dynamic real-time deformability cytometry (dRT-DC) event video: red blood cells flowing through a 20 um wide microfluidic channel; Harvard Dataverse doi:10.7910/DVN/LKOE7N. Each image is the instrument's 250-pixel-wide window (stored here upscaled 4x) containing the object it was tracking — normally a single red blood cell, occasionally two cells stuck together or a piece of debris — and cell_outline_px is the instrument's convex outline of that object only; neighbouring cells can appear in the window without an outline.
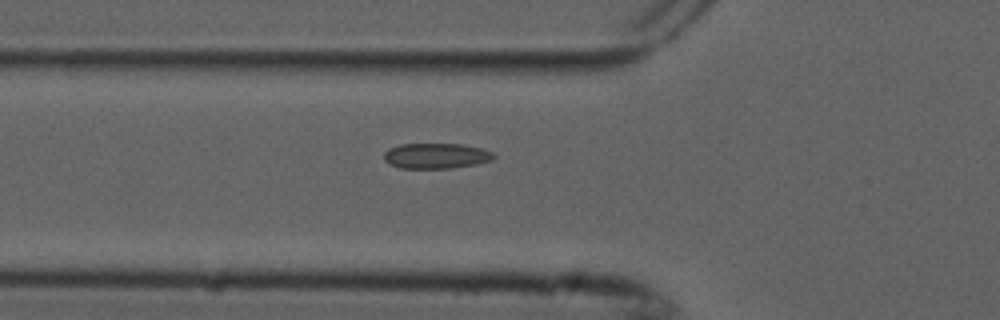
{"species": "common noctule bat (a hibernating species)", "species_latin": "Nyctalus noctula", "temperature_condition": "cold", "stored_images_in_passage": 7, "camera_frame_rate_fps": 3000, "um_per_image_px": 0.085, "animal": {"sex": "male", "forearm_length_mm": 52.5}, "frame": {"image": 1, "passage_image": 7, "time_ms": 2.0, "image_size_px": [1000, 320], "cell_outline_px": [[496, 156], [492, 160], [476, 164], [452, 168], [400, 168], [388, 164], [384, 160], [384, 152], [388, 148], [400, 144], [464, 144], [480, 148], [492, 152]], "centroid_in_image_um": [37.04, 13.25], "position_along_channel_um": 88.8, "area_um2": 16.36}}